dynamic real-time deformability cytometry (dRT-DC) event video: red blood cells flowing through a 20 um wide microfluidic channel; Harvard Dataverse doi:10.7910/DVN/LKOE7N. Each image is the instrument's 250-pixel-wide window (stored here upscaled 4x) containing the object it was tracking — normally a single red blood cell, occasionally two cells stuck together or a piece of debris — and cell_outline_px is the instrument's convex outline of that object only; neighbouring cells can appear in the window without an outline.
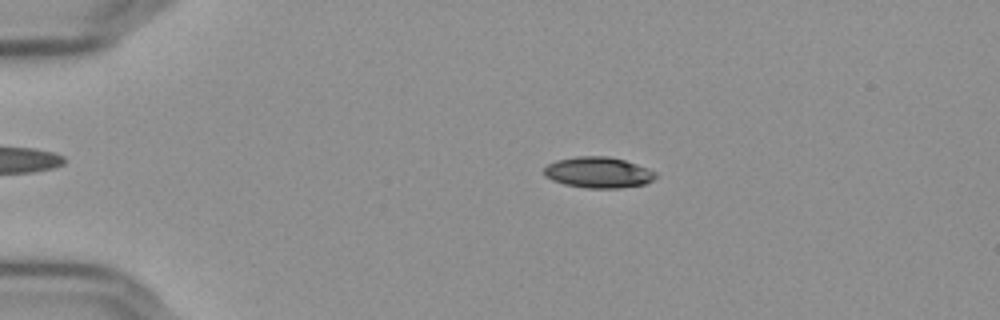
{"species": "Egyptian fruit bat (a non-hibernating species)", "species_latin": "Rousettus aegyptiacus", "temperature_condition": "cold", "stored_images_in_passage": 56, "camera_frame_rate_fps": 3000, "um_per_image_px": 0.085, "frame": {"image": 1, "passage_image": 12, "time_ms": 3.667, "image_size_px": [1000, 320], "cell_outline_px": [[656, 176], [652, 180], [644, 184], [620, 188], [588, 188], [564, 184], [552, 180], [544, 176], [544, 168], [548, 164], [556, 160], [576, 156], [608, 156], [624, 160], [648, 168], [656, 172]], "centroid_in_image_um": [50.84, 14.65], "position_along_channel_um": 34.2, "area_um2": 20.11}}
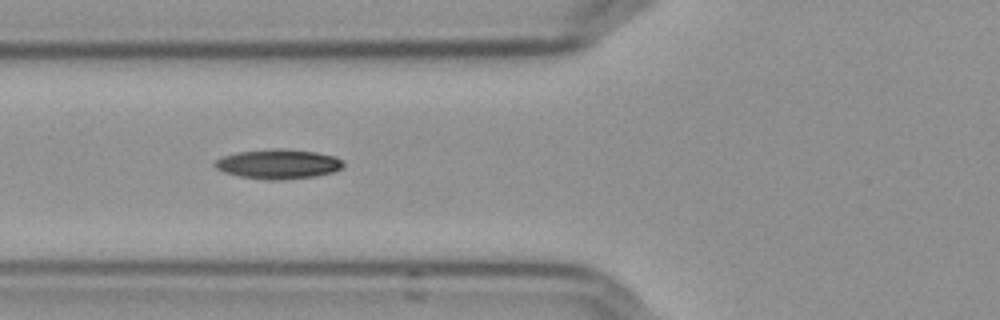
{"frame": {"image": 2, "passage_image": 22, "time_ms": 7.0, "image_size_px": [1000, 320], "cell_outline_px": [[344, 164], [340, 168], [332, 172], [316, 176], [280, 180], [268, 180], [240, 176], [224, 172], [216, 168], [212, 164], [220, 156], [236, 152], [272, 148], [284, 148], [316, 152], [332, 156], [340, 160]], "centroid_in_image_um": [23.58, 13.93], "position_along_channel_um": 102.2, "area_um2": 22.2}}
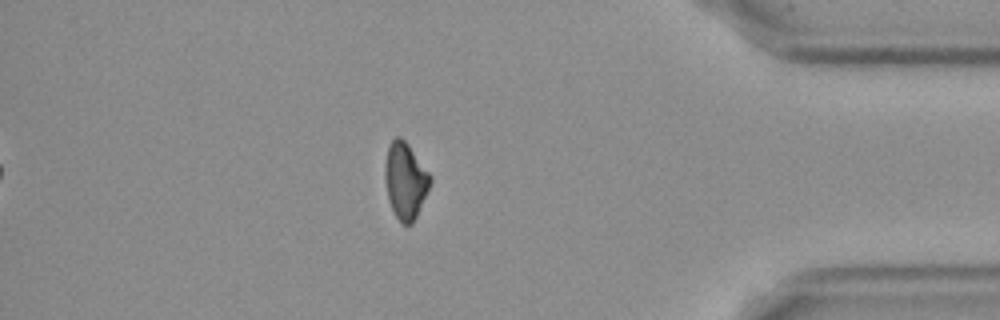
{"frame": {"image": 3, "passage_image": 49, "time_ms": 16.0, "image_size_px": [1000, 320], "cell_outline_px": [[432, 180], [416, 216], [412, 224], [400, 224], [388, 200], [384, 180], [384, 164], [388, 144], [396, 136], [400, 136], [408, 144], [432, 176]], "centroid_in_image_um": [34.42, 15.33], "position_along_channel_um": 400.8, "area_um2": 20.23}, "authors_computed_cell_mechanics": {"area_um2": 20.23, "velocity_mm_per_s": 3.6531, "shape_relaxation_time_tau1_ms": 7.4484, "shape_relaxation_time_tau2_ms": null, "deformation_change_tau1": 0.1449, "deformation_change_tau2": null}}